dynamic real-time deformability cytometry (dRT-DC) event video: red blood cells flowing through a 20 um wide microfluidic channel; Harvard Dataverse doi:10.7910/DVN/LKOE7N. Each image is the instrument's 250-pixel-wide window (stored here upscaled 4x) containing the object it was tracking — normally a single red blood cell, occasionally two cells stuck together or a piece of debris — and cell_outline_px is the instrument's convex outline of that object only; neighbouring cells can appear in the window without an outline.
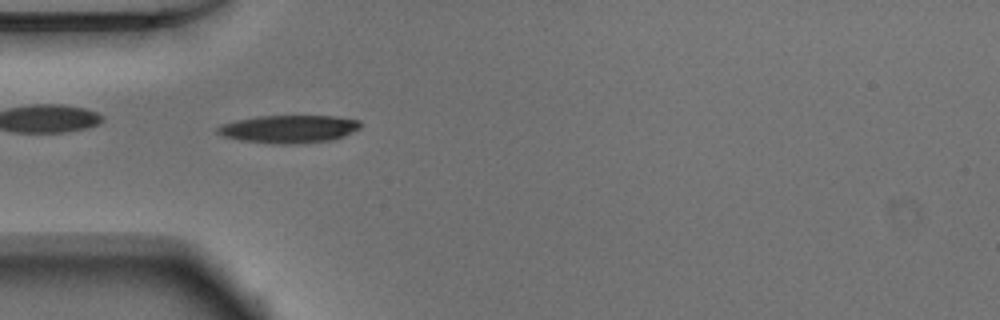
{"species": "Egyptian fruit bat (a non-hibernating species)", "species_latin": "Rousettus aegyptiacus", "temperature_condition": "warm", "stored_images_in_passage": 52, "camera_frame_rate_fps": 3000, "um_per_image_px": 0.085, "animal": {"sex": "male"}, "frame": {"image": 1, "passage_image": 16, "time_ms": 5.0, "image_size_px": [1000, 320], "cell_outline_px": [[360, 128], [344, 136], [332, 140], [296, 144], [272, 144], [240, 140], [224, 136], [216, 132], [216, 128], [220, 124], [236, 120], [260, 116], [332, 116], [360, 120]], "centroid_in_image_um": [24.54, 10.97], "position_along_channel_um": 60.5, "area_um2": 23.24}}
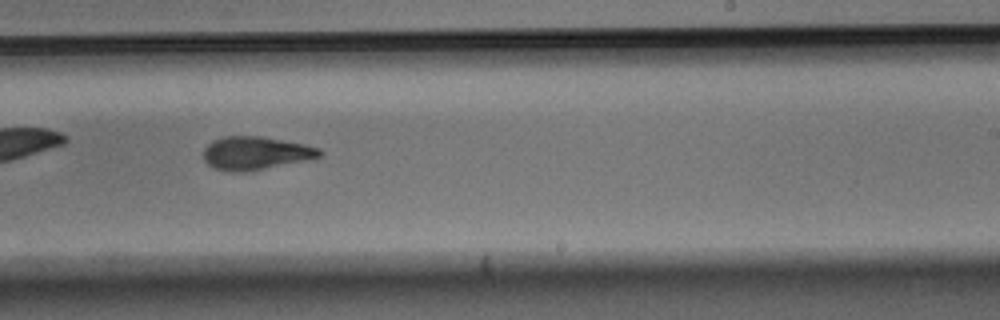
{"frame": {"image": 2, "passage_image": 32, "time_ms": 10.333, "image_size_px": [1000, 320], "cell_outline_px": [[324, 152], [320, 156], [308, 160], [248, 172], [232, 172], [212, 168], [204, 160], [204, 148], [212, 140], [224, 136], [260, 136], [304, 144], [320, 148]], "centroid_in_image_um": [21.72, 13.02], "position_along_channel_um": 267.3, "area_um2": 22.66}}
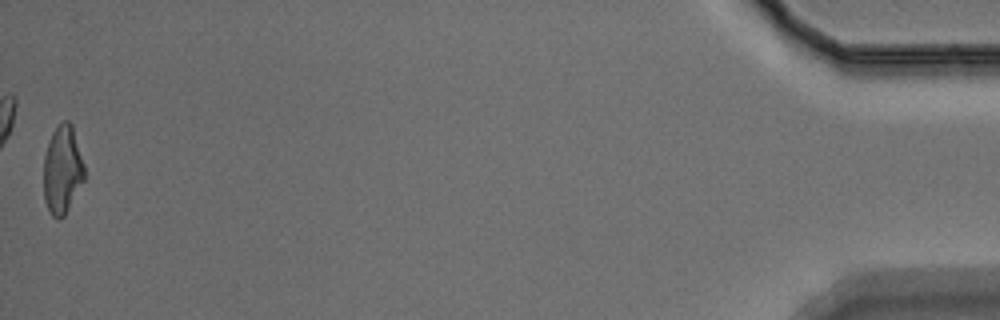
{"frame": {"image": 3, "passage_image": 52, "time_ms": 17.0, "image_size_px": [1000, 320], "cell_outline_px": [[84, 180], [64, 216], [56, 220], [52, 216], [44, 200], [44, 156], [52, 132], [64, 120], [68, 120], [72, 124], [84, 164]], "centroid_in_image_um": [5.3, 14.44], "position_along_channel_um": 429.9, "area_um2": 20.81}, "authors_computed_cell_mechanics": {"area_um2": 22.0507, "velocity_mm_per_s": 3.8974, "shape_relaxation_time_tau1_ms": 3.39, "shape_relaxation_time_tau2_ms": 1.9952, "deformation_change_tau1": 0.1442, "deformation_change_tau2": 0.0927}}